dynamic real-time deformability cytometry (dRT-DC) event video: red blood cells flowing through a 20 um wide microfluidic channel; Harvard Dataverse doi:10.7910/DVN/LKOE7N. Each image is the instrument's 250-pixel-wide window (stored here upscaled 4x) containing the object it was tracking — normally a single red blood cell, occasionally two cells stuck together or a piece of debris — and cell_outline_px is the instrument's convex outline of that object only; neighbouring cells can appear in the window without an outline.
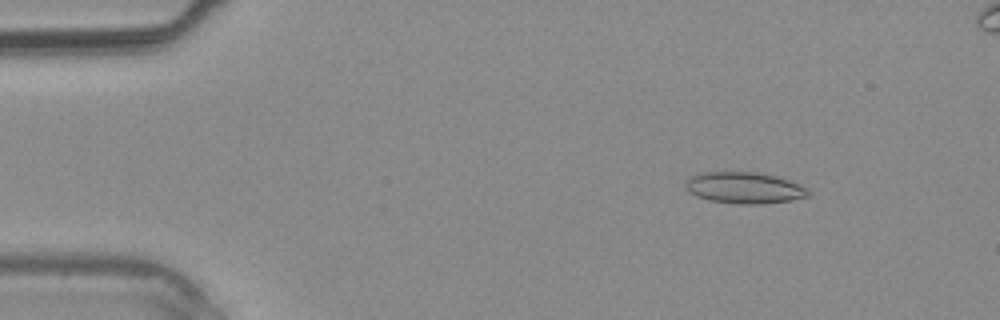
{"species": "common noctule bat (a hibernating species)", "species_latin": "Nyctalus noctula", "temperature_condition": "warm", "stored_images_in_passage": 11, "camera_frame_rate_fps": 3000, "um_per_image_px": 0.085, "animal": {"sex": "male", "body_mass_g": 20.4}, "frame": {"image": 1, "passage_image": 5, "time_ms": 1.333, "image_size_px": [1000, 320], "cell_outline_px": [[812, 196], [792, 200], [760, 204], [740, 204], [708, 200], [696, 196], [688, 192], [684, 188], [684, 184], [688, 176], [696, 172], [756, 172], [776, 176], [788, 180], [808, 188], [812, 192]], "centroid_in_image_um": [63.24, 15.96], "position_along_channel_um": 21.8, "area_um2": 22.89}}